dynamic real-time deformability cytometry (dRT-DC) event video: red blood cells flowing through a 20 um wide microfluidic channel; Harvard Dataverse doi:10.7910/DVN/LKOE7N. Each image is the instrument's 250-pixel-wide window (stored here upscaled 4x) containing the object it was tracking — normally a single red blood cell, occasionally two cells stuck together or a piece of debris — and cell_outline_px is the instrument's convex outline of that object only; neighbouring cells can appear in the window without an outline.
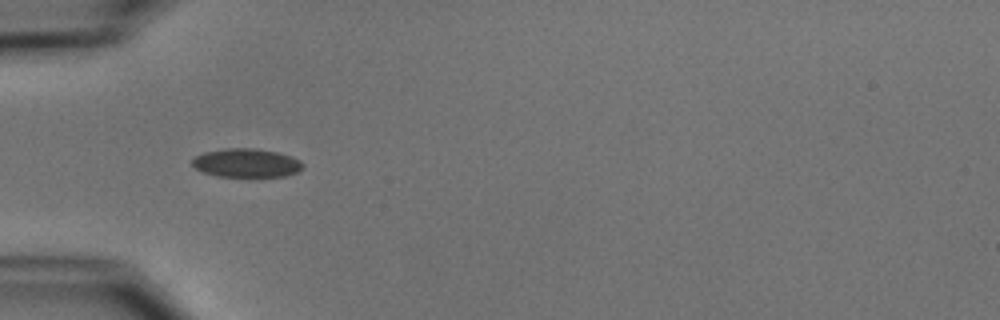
{"species": "common noctule bat (a hibernating species)", "species_latin": "Nyctalus noctula", "temperature_condition": "cold", "stored_images_in_passage": 25, "camera_frame_rate_fps": 3000, "um_per_image_px": 0.085, "animal": {"sex": "male", "body_mass_g": 15.6}, "frame": {"image": 1, "passage_image": 4, "time_ms": 1.0, "image_size_px": [1000, 320], "cell_outline_px": [[304, 168], [296, 172], [284, 176], [216, 176], [204, 172], [196, 168], [192, 164], [192, 160], [196, 156], [204, 152], [224, 148], [256, 148], [276, 152], [292, 156], [300, 160], [304, 164]], "centroid_in_image_um": [20.97, 13.84], "position_along_channel_um": 64.0, "area_um2": 18.44}}
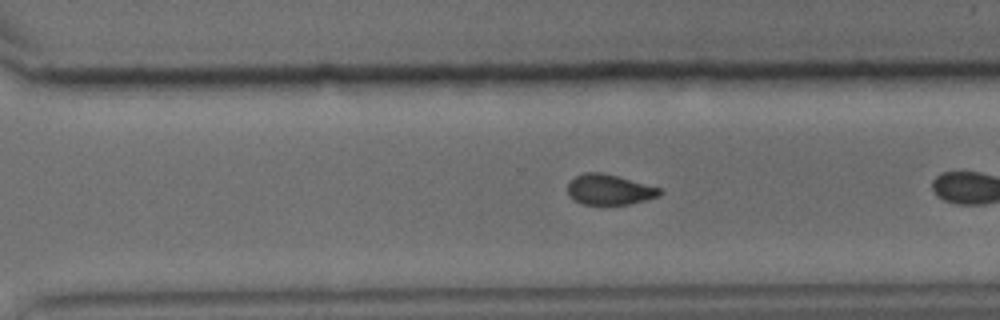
{"frame": {"image": 2, "passage_image": 22, "time_ms": 7.0, "image_size_px": [1000, 320], "cell_outline_px": [[664, 192], [660, 196], [628, 204], [580, 204], [568, 196], [568, 184], [576, 176], [584, 172], [600, 172], [616, 176], [660, 188]], "centroid_in_image_um": [51.78, 16.12], "position_along_channel_um": 318.8, "area_um2": 16.13}}